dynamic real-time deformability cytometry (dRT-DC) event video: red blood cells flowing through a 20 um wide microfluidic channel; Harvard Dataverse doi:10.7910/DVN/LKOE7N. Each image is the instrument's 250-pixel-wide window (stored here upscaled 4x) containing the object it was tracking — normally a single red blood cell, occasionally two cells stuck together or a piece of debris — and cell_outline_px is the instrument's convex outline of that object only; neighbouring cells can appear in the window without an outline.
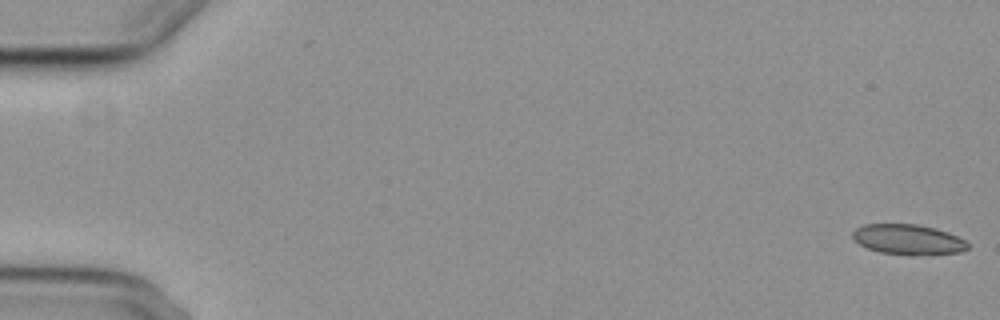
{"species": "common noctule bat (a hibernating species)", "species_latin": "Nyctalus noctula", "temperature_condition": "cold", "stored_images_in_passage": 6, "segment_of_instrument_passage": [1, 2], "camera_frame_rate_fps": 3000, "um_per_image_px": 0.085, "animal": {"sex": "female", "body_mass_g": 29.2, "forearm_length_mm": 56.3}, "frame": {"image": 1, "passage_image": 1, "time_ms": 0.0, "image_size_px": [1000, 320], "cell_outline_px": [[968, 248], [960, 252], [932, 256], [908, 256], [880, 252], [868, 248], [860, 244], [852, 236], [852, 232], [856, 228], [864, 224], [916, 224], [936, 228], [948, 232], [964, 240], [968, 244]], "centroid_in_image_um": [77.22, 20.38], "position_along_channel_um": 7.8, "area_um2": 20.63}}
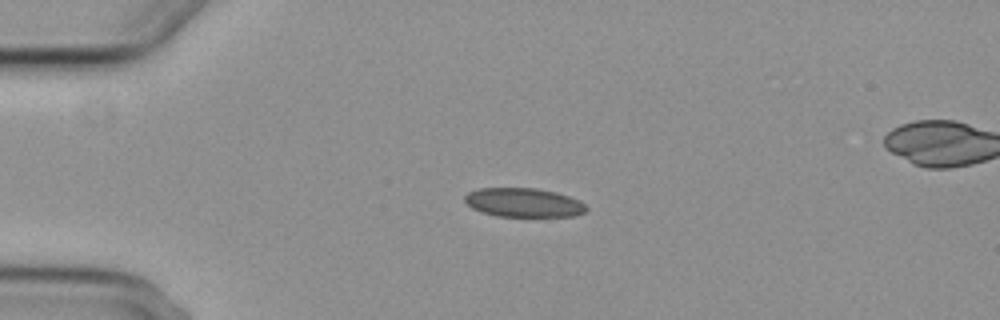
{"frame": {"image": 2, "passage_image": 4, "time_ms": 4.333, "image_size_px": [1000, 320], "cell_outline_px": [[588, 208], [584, 212], [576, 216], [496, 216], [480, 212], [472, 208], [464, 200], [464, 196], [468, 192], [480, 188], [536, 188], [556, 192], [580, 200]], "centroid_in_image_um": [44.5, 17.22], "position_along_channel_um": 40.5, "area_um2": 20.58}}